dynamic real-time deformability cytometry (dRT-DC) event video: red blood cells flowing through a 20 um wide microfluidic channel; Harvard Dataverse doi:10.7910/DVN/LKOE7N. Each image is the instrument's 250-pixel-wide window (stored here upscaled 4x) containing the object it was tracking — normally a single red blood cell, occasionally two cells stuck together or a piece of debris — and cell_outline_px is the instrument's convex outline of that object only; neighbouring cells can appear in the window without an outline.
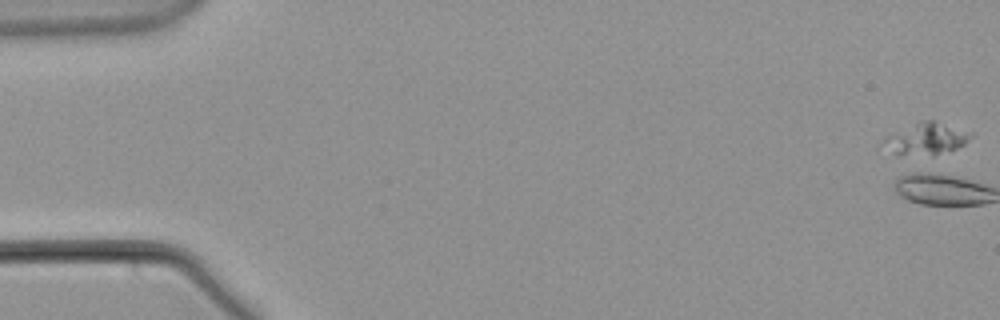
{"species": "common noctule bat (a hibernating species)", "species_latin": "Nyctalus noctula", "temperature_condition": "warm", "stored_images_in_passage": 58, "camera_frame_rate_fps": 3000, "um_per_image_px": 0.085, "animal": {"sex": "male", "body_mass_g": 21.5, "forearm_length_mm": 52.0}, "frame": {"image": 1, "passage_image": 1, "time_ms": 0.0, "image_size_px": [1000, 320], "cell_outline_px": [[972, 136], [964, 144], [956, 148], [932, 156], [900, 156], [876, 148], [880, 140], [920, 120], [932, 120], [972, 132]], "centroid_in_image_um": [78.59, 11.85], "position_along_channel_um": 6.4, "area_um2": 16.76}}